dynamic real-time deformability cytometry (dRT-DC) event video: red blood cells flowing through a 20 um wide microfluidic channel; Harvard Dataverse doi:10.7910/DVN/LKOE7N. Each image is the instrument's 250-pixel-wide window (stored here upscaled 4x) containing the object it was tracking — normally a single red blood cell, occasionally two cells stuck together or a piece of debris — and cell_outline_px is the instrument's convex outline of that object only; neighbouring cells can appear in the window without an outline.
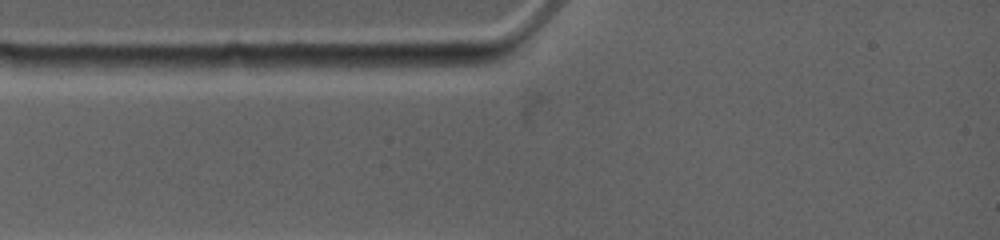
{"species": "common noctule bat (a hibernating species)", "species_latin": "Nyctalus noctula", "temperature_condition": "warm", "stored_images_in_passage": 3, "camera_frame_rate_fps": 4500, "um_per_image_px": 0.085, "animal": {"sex": "female", "body_mass_g": 19.0, "forearm_length_mm": 53.3}, "frame": {"image": 1, "passage_image": 3, "time_ms": 0.444, "image_size_px": [1000, 240], "cell_outline_px": [[464, 64], [452, 72], [392, 72], [368, 64], [368, 56], [456, 52]], "centroid_in_image_um": [35.52, 5.31], "position_along_channel_um": 49.5, "area_um2": 11.21}}